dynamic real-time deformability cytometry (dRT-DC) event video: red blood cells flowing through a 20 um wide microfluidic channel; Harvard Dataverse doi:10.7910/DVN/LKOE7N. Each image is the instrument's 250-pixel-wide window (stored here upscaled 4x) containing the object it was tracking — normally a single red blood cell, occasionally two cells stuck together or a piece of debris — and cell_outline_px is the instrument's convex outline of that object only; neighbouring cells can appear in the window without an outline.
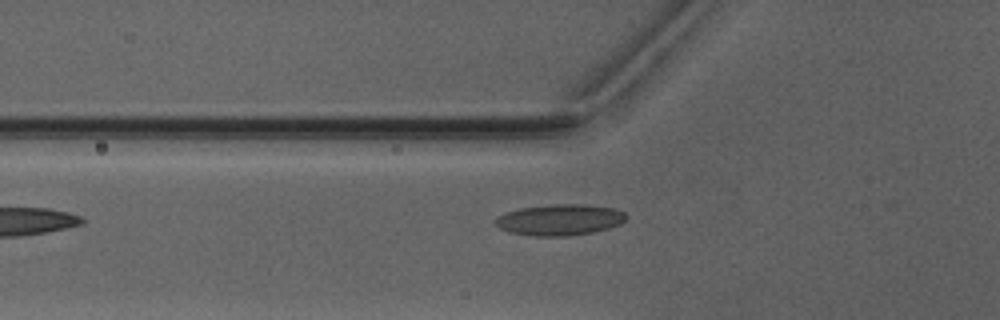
{"species": "Egyptian fruit bat (a non-hibernating species)", "species_latin": "Rousettus aegyptiacus", "temperature_condition": "warm", "stored_images_in_passage": 2, "camera_frame_rate_fps": 3000, "um_per_image_px": 0.085, "animal": {"sex": "male"}, "frame": {"image": 1, "passage_image": 2, "time_ms": 1.333, "image_size_px": [1000, 320], "cell_outline_px": [[628, 216], [620, 224], [608, 228], [592, 232], [568, 236], [532, 236], [512, 232], [500, 228], [492, 220], [496, 216], [504, 212], [520, 208], [552, 204], [584, 204], [616, 208], [624, 212]], "centroid_in_image_um": [47.56, 18.67], "position_along_channel_um": 78.2, "area_um2": 23.87}}